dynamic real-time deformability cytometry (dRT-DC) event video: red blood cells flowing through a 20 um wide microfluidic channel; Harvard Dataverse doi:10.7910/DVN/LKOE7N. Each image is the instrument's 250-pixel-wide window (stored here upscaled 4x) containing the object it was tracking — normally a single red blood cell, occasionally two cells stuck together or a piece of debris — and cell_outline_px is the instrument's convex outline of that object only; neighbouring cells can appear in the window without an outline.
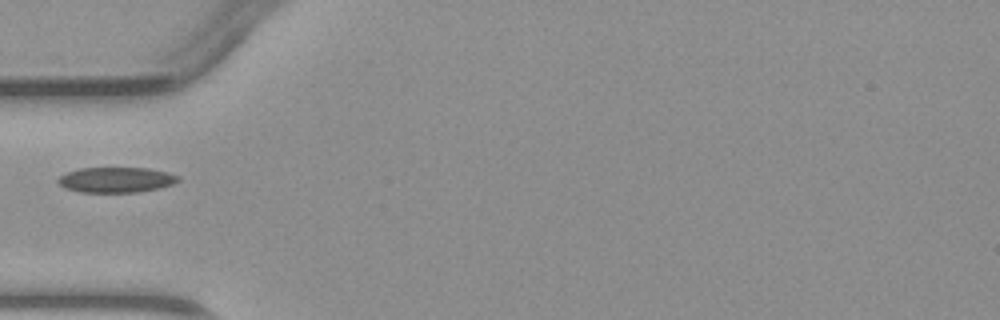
{"species": "common noctule bat (a hibernating species)", "species_latin": "Nyctalus noctula", "temperature_condition": "warm", "stored_images_in_passage": 2, "camera_frame_rate_fps": 3000, "um_per_image_px": 0.085, "animal": {"sex": "male", "body_mass_g": 23.1, "forearm_length_mm": 52.7}, "frame": {"image": 1, "passage_image": 1, "time_ms": 0.0, "image_size_px": [1000, 320], "cell_outline_px": [[180, 180], [172, 184], [160, 188], [136, 192], [80, 192], [64, 188], [56, 180], [60, 176], [68, 172], [80, 168], [148, 168], [168, 172], [180, 176]], "centroid_in_image_um": [9.89, 15.28], "position_along_channel_um": 75.1, "area_um2": 17.74}}
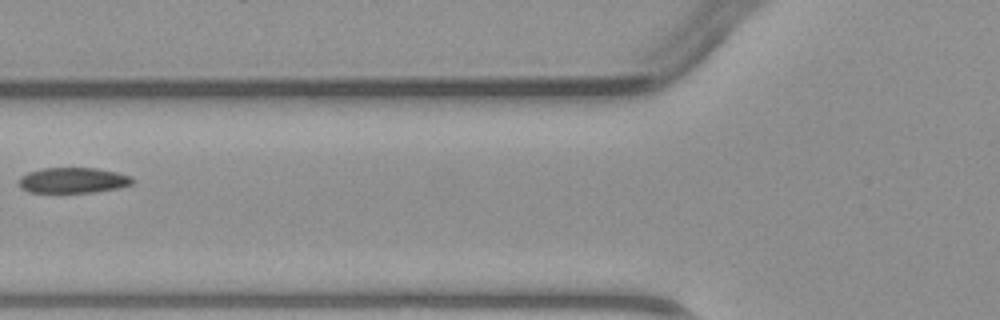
{"frame": {"image": 2, "passage_image": 2, "time_ms": 1.0, "image_size_px": [1000, 320], "cell_outline_px": [[136, 180], [132, 184], [116, 188], [92, 192], [28, 192], [20, 188], [20, 176], [28, 172], [44, 168], [96, 168], [116, 172], [132, 176]], "centroid_in_image_um": [6.22, 15.32], "position_along_channel_um": 119.6, "area_um2": 16.82}}